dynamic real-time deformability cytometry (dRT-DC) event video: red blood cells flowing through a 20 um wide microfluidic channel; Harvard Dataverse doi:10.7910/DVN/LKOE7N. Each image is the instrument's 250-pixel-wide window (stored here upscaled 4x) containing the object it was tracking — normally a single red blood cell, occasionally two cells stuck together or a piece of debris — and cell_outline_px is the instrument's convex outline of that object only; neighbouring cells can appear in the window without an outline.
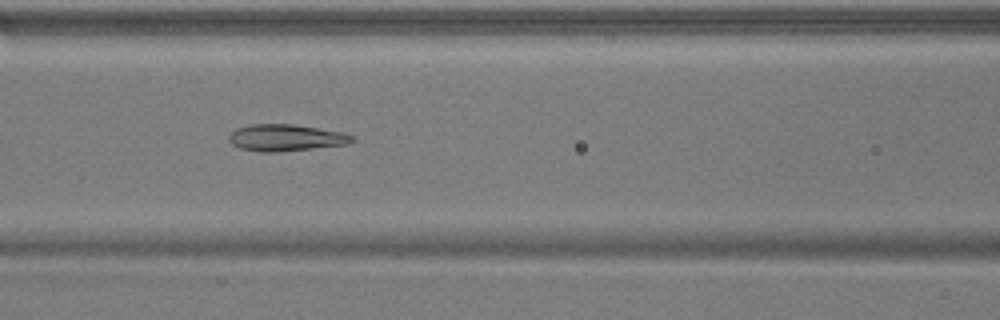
{"species": "common noctule bat (a hibernating species)", "species_latin": "Nyctalus noctula", "temperature_condition": "warm", "stored_images_in_passage": 53, "camera_frame_rate_fps": 3000, "um_per_image_px": 0.085, "animal": {"sex": "male", "body_mass_g": 17.9}, "frame": {"image": 1, "passage_image": 23, "time_ms": 7.333, "image_size_px": [1000, 320], "cell_outline_px": [[356, 140], [348, 144], [276, 152], [260, 152], [240, 148], [232, 144], [228, 140], [228, 136], [236, 128], [248, 124], [292, 124], [344, 132], [352, 136]], "centroid_in_image_um": [24.27, 11.7], "position_along_channel_um": 142.3, "area_um2": 19.19}}
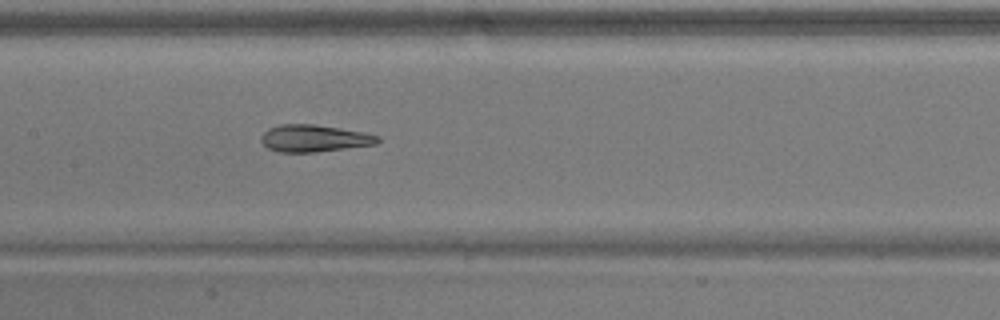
{"frame": {"image": 2, "passage_image": 26, "time_ms": 8.333, "image_size_px": [1000, 320], "cell_outline_px": [[380, 140], [376, 144], [316, 152], [280, 152], [268, 148], [260, 140], [260, 136], [268, 128], [280, 124], [316, 124], [364, 132], [380, 136]], "centroid_in_image_um": [26.69, 11.75], "position_along_channel_um": 180.7, "area_um2": 18.44}}
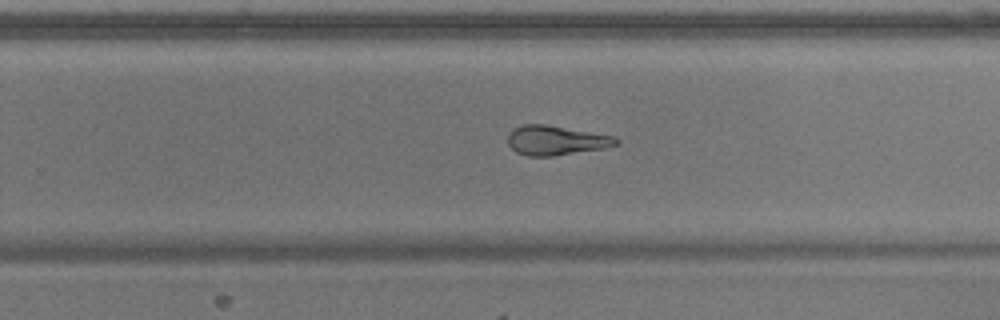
{"frame": {"image": 3, "passage_image": 34, "time_ms": 11.0, "image_size_px": [1000, 320], "cell_outline_px": [[620, 140], [616, 144], [604, 148], [552, 156], [528, 156], [516, 152], [508, 144], [508, 136], [512, 128], [524, 124], [544, 124], [612, 136]], "centroid_in_image_um": [47.2, 11.93], "position_along_channel_um": 282.6, "area_um2": 18.32}, "authors_computed_cell_mechanics": {"area_um2": 21.2704, "velocity_mm_per_s": 3.8257, "shape_relaxation_time_tau1_ms": 5.818, "shape_relaxation_time_tau2_ms": 1.8785, "deformation_change_tau1": 0.1905, "deformation_change_tau2": 0.094}}